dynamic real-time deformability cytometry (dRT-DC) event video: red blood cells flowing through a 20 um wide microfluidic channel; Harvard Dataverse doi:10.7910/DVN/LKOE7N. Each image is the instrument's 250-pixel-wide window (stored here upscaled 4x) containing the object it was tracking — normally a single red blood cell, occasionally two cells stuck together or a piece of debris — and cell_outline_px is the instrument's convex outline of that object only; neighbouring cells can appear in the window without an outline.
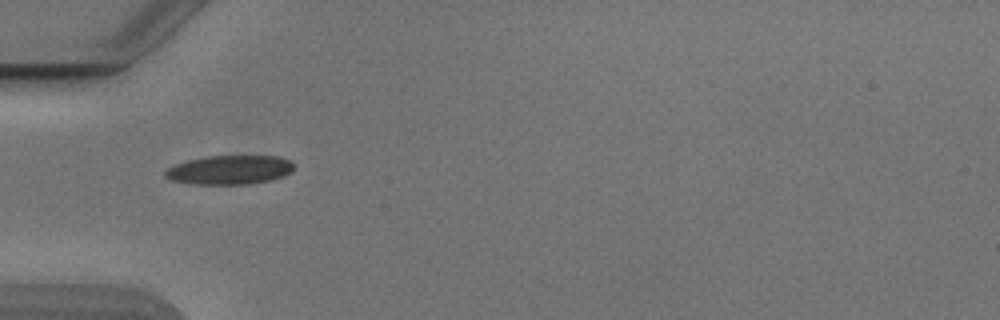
{"species": "Egyptian fruit bat (a non-hibernating species)", "species_latin": "Rousettus aegyptiacus", "temperature_condition": "cold", "stored_images_in_passage": 36, "camera_frame_rate_fps": 3000, "um_per_image_px": 0.085, "animal": {"sex": "male"}, "frame": {"image": 1, "passage_image": 1, "time_ms": 0.0, "image_size_px": [1000, 320], "cell_outline_px": [[292, 172], [284, 176], [272, 180], [248, 184], [192, 184], [172, 180], [164, 176], [164, 172], [168, 168], [176, 164], [188, 160], [208, 156], [280, 156], [288, 160], [292, 164]], "centroid_in_image_um": [19.52, 14.44], "position_along_channel_um": 65.5, "area_um2": 21.73}}
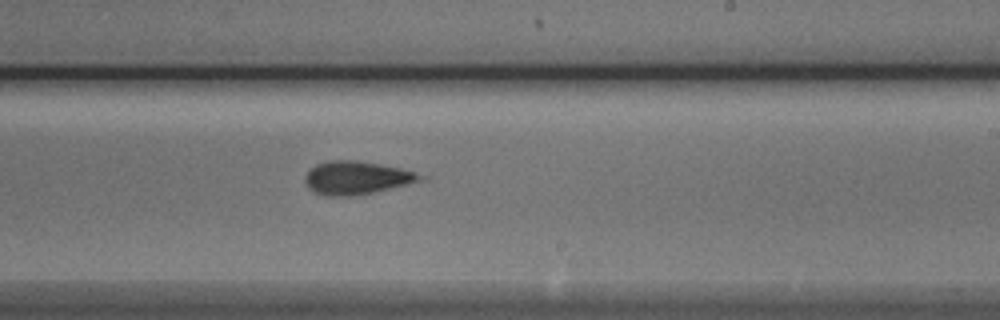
{"frame": {"image": 2, "passage_image": 16, "time_ms": 5.0, "image_size_px": [1000, 320], "cell_outline_px": [[432, 176], [428, 180], [372, 192], [344, 196], [328, 196], [316, 192], [308, 188], [304, 180], [304, 176], [316, 164], [328, 160], [356, 160], [380, 164], [400, 168]], "centroid_in_image_um": [30.4, 15.1], "position_along_channel_um": 258.6, "area_um2": 22.43}}
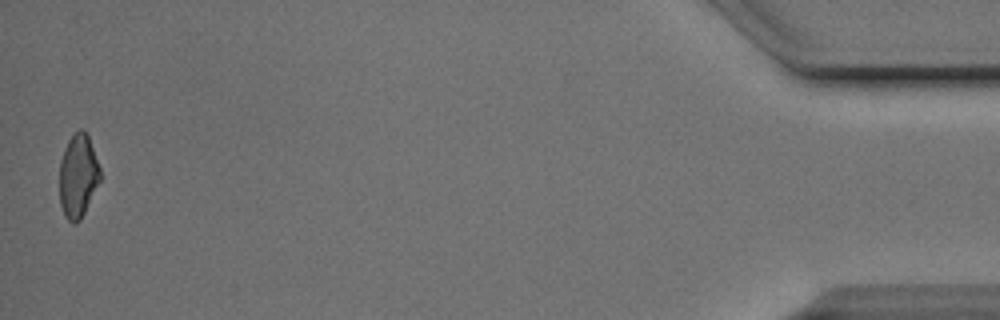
{"frame": {"image": 3, "passage_image": 36, "time_ms": 11.667, "image_size_px": [1000, 320], "cell_outline_px": [[100, 180], [80, 220], [76, 224], [72, 224], [64, 216], [60, 204], [60, 160], [64, 148], [68, 140], [80, 128], [88, 136], [100, 168]], "centroid_in_image_um": [6.61, 14.98], "position_along_channel_um": 428.6, "area_um2": 19.54}, "authors_computed_cell_mechanics": {"area_um2": 22.0796, "velocity_mm_per_s": 3.8905, "shape_relaxation_time_tau1_ms": 6.5909, "shape_relaxation_time_tau2_ms": 7.4732, "deformation_change_tau1": 0.1739, "deformation_change_tau2": 0.2105}}